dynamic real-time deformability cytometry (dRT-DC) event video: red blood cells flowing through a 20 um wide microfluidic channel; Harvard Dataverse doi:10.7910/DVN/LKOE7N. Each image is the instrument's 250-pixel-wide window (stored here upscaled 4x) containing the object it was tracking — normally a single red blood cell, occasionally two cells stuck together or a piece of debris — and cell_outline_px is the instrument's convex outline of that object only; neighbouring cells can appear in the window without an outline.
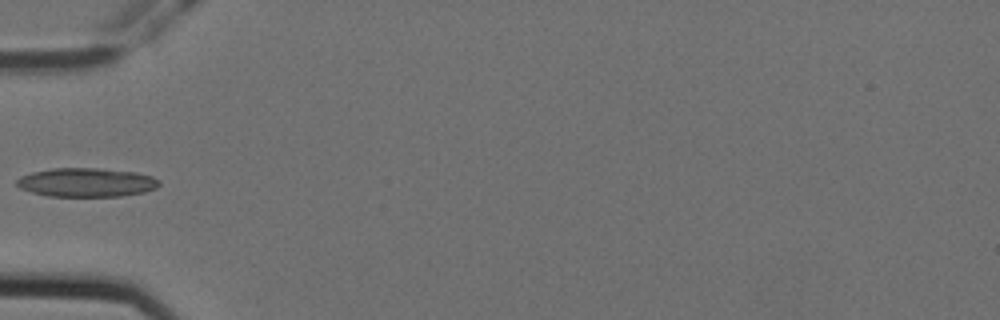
{"species": "Egyptian fruit bat (a non-hibernating species)", "species_latin": "Rousettus aegyptiacus", "temperature_condition": "cold", "stored_images_in_passage": 6, "camera_frame_rate_fps": 3000, "um_per_image_px": 0.085, "animal": {"sex": "female"}, "frame": {"image": 1, "passage_image": 6, "time_ms": 1.667, "image_size_px": [1000, 320], "cell_outline_px": [[160, 184], [156, 188], [144, 192], [120, 196], [48, 196], [32, 192], [20, 188], [16, 184], [16, 180], [20, 176], [32, 172], [52, 168], [96, 168], [136, 172], [152, 176], [160, 180]], "centroid_in_image_um": [7.35, 15.5], "position_along_channel_um": 77.7, "area_um2": 23.99}}